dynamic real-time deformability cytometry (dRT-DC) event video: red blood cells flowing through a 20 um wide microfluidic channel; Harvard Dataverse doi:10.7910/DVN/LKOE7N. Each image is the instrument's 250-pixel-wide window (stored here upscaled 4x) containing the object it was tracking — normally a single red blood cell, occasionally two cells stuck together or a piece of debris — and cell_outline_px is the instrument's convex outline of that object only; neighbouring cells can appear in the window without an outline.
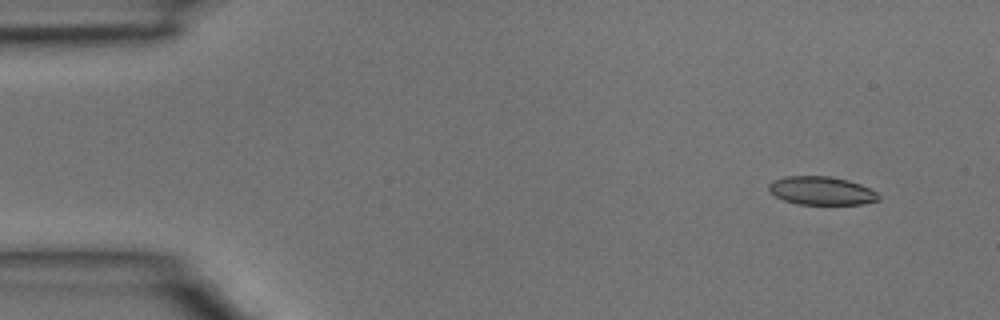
{"species": "common noctule bat (a hibernating species)", "species_latin": "Nyctalus noctula", "temperature_condition": "room temperature", "stored_images_in_passage": 3, "camera_frame_rate_fps": 3000, "um_per_image_px": 0.085, "animal": {"sex": "male", "body_mass_g": 15.6}, "frame": {"image": 1, "passage_image": 1, "time_ms": 0.0, "image_size_px": [1000, 320], "cell_outline_px": [[880, 200], [860, 204], [796, 204], [784, 200], [768, 192], [768, 184], [772, 180], [784, 176], [828, 176], [848, 180], [860, 184], [876, 192], [880, 196]], "centroid_in_image_um": [69.78, 16.21], "position_along_channel_um": 15.2, "area_um2": 18.21}}